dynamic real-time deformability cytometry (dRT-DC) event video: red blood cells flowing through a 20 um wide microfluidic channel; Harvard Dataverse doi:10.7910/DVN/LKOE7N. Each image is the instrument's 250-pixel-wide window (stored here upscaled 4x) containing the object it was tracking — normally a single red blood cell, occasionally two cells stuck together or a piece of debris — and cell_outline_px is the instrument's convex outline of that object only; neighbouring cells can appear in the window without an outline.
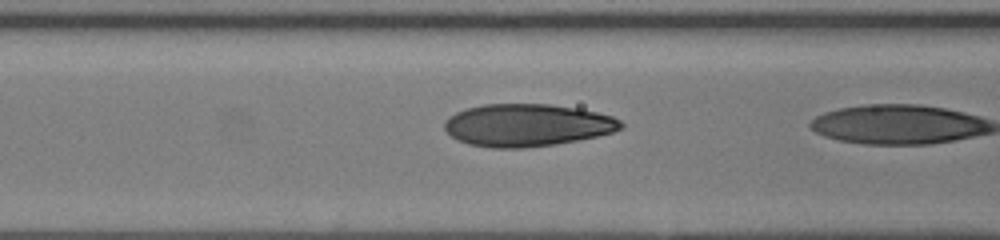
{"species": "human", "species_latin": "Homo sapiens", "temperature_condition": "room temperature", "stored_images_in_passage": 14, "camera_frame_rate_fps": 3000, "um_per_image_px": 0.085, "donor": {"sex": "female"}, "frame": {"image": 1, "passage_image": 13, "time_ms": 4.0, "image_size_px": [1000, 240], "cell_outline_px": [[624, 128], [612, 132], [596, 136], [556, 144], [524, 148], [492, 148], [468, 144], [456, 140], [444, 128], [444, 120], [448, 116], [456, 112], [468, 108], [484, 104], [548, 104], [580, 108], [612, 116], [620, 120], [624, 124]], "centroid_in_image_um": [44.79, 10.64], "position_along_channel_um": 121.8, "area_um2": 43.81}}